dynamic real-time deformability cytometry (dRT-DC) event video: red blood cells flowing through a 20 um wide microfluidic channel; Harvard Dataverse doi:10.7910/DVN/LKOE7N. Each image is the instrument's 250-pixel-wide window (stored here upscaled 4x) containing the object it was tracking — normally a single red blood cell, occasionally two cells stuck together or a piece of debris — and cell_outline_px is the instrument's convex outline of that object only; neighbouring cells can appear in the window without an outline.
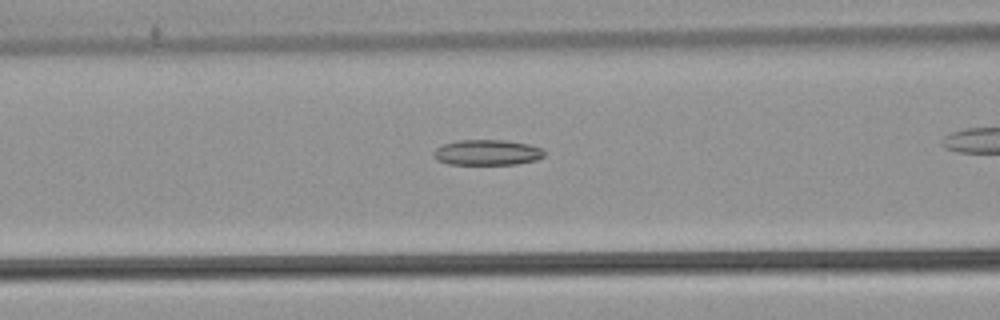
{"species": "common noctule bat (a hibernating species)", "species_latin": "Nyctalus noctula", "temperature_condition": "warm", "stored_images_in_passage": 26, "camera_frame_rate_fps": 3000, "um_per_image_px": 0.085, "animal": {"sex": "male", "body_mass_g": 21.5, "forearm_length_mm": 52.0}, "frame": {"image": 1, "passage_image": 6, "time_ms": 1.667, "image_size_px": [1000, 320], "cell_outline_px": [[544, 156], [536, 160], [516, 164], [448, 164], [436, 160], [436, 148], [444, 144], [456, 140], [504, 140], [528, 144], [540, 148], [544, 152]], "centroid_in_image_um": [41.42, 12.96], "position_along_channel_um": 125.2, "area_um2": 16.24}}
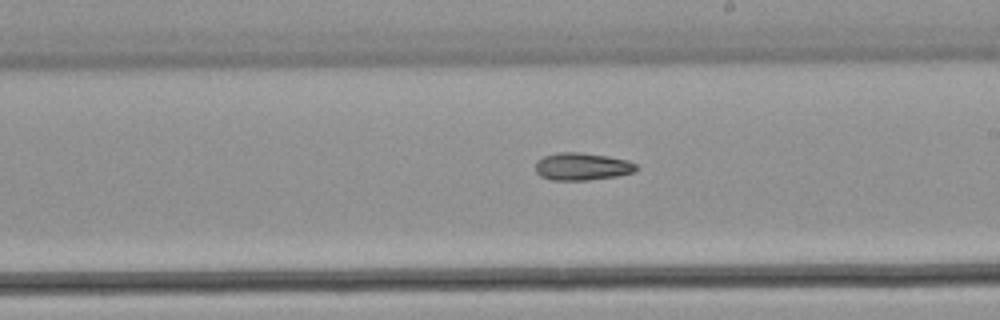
{"frame": {"image": 2, "passage_image": 15, "time_ms": 4.667, "image_size_px": [1000, 320], "cell_outline_px": [[636, 168], [632, 172], [616, 176], [588, 180], [552, 180], [540, 176], [536, 172], [536, 160], [544, 156], [556, 152], [580, 152], [608, 156], [628, 160], [636, 164]], "centroid_in_image_um": [49.43, 14.14], "position_along_channel_um": 239.6, "area_um2": 16.13}}
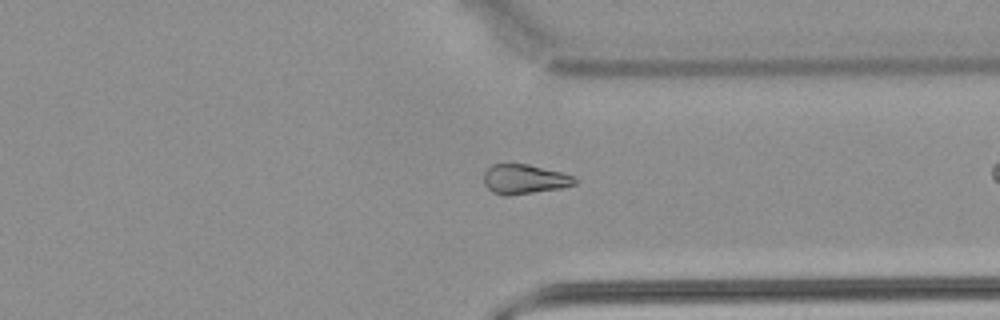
{"frame": {"image": 3, "passage_image": 25, "time_ms": 8.0, "image_size_px": [1000, 320], "cell_outline_px": [[576, 184], [560, 188], [508, 196], [504, 196], [492, 192], [484, 184], [484, 172], [492, 164], [528, 164], [564, 172], [572, 176], [576, 180]], "centroid_in_image_um": [44.56, 15.23], "position_along_channel_um": 366.8, "area_um2": 15.72}}